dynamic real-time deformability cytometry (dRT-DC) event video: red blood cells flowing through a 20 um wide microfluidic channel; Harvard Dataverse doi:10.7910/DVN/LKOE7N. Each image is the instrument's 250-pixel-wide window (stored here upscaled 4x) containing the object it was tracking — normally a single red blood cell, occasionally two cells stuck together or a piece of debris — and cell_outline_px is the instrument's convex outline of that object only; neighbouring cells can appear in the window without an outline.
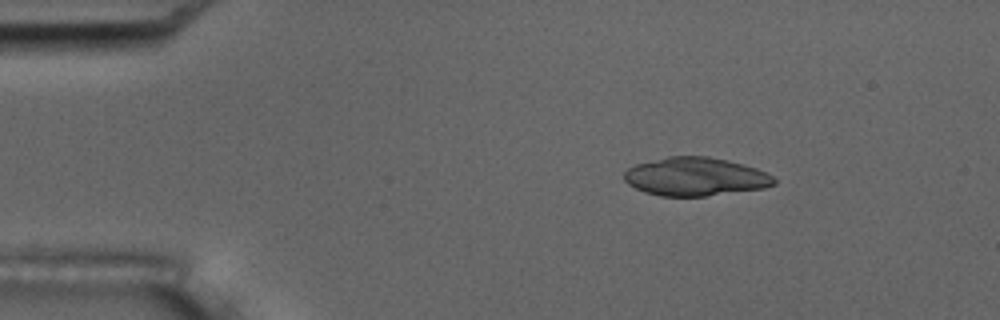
{"species": "common noctule bat (a hibernating species)", "species_latin": "Nyctalus noctula", "temperature_condition": "room temperature", "stored_images_in_passage": 5, "camera_frame_rate_fps": 3000, "um_per_image_px": 0.085, "animal": {"sex": "male", "body_mass_g": 17.5, "forearm_length_mm": 52.3}, "frame": {"image": 1, "passage_image": 3, "time_ms": 2.333, "image_size_px": [1000, 320], "cell_outline_px": [[776, 184], [764, 188], [704, 196], [660, 196], [644, 192], [628, 184], [624, 180], [624, 172], [628, 168], [636, 164], [668, 156], [708, 156], [728, 160], [744, 164], [756, 168], [772, 176], [776, 180]], "centroid_in_image_um": [59.1, 15.01], "position_along_channel_um": 25.9, "area_um2": 33.52}}